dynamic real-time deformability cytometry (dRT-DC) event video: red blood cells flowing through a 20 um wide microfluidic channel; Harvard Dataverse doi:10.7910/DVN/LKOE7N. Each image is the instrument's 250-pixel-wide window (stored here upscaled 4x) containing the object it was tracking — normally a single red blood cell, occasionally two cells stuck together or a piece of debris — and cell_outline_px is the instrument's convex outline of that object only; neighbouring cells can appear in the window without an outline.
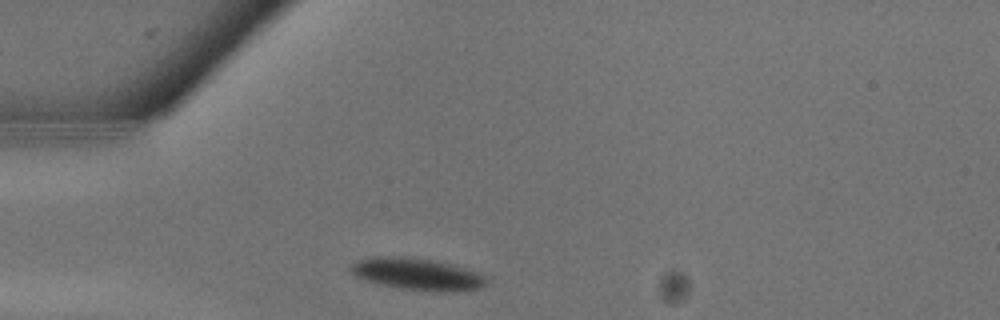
{"species": "common noctule bat (a hibernating species)", "species_latin": "Nyctalus noctula", "temperature_condition": "warm", "stored_images_in_passage": 14, "camera_frame_rate_fps": 3000, "um_per_image_px": 0.085, "animal": {"sex": "male", "body_mass_g": 13.3}, "frame": {"image": 1, "passage_image": 1, "time_ms": 0.0, "image_size_px": [1000, 320], "cell_outline_px": [[484, 284], [476, 288], [400, 288], [380, 284], [364, 280], [356, 276], [352, 272], [352, 264], [360, 260], [376, 256], [404, 256], [432, 260], [452, 264], [476, 272], [484, 276]], "centroid_in_image_um": [35.32, 23.22], "position_along_channel_um": 49.7, "area_um2": 23.47}}
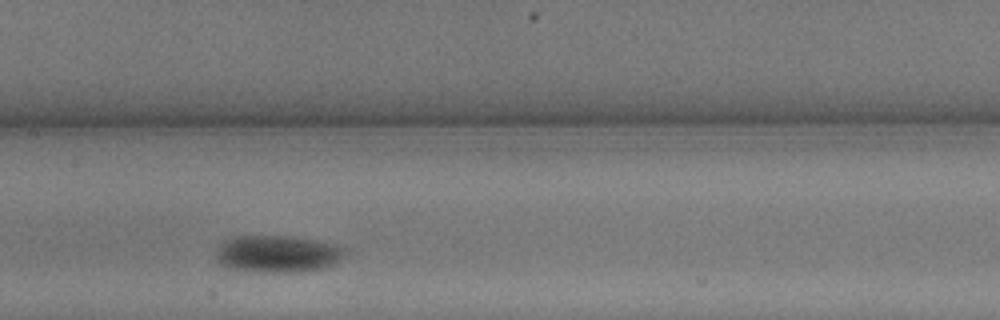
{"frame": {"image": 2, "passage_image": 7, "time_ms": 2.0, "image_size_px": [1000, 320], "cell_outline_px": [[348, 248], [336, 264], [328, 268], [300, 272], [252, 272], [228, 268], [220, 264], [216, 260], [216, 252], [220, 244], [224, 240], [232, 236], [284, 236], [316, 240], [336, 244]], "centroid_in_image_um": [23.59, 21.59], "position_along_channel_um": 183.8, "area_um2": 28.38}}
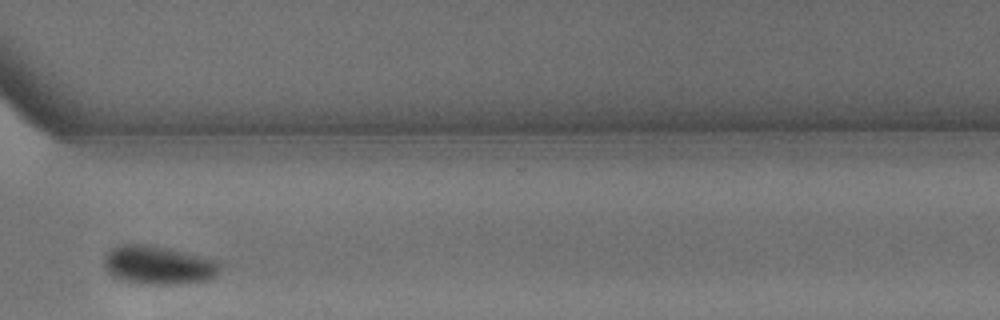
{"frame": {"image": 3, "passage_image": 14, "time_ms": 4.333, "image_size_px": [1000, 320], "cell_outline_px": [[220, 272], [216, 276], [208, 280], [168, 284], [148, 284], [124, 280], [112, 276], [104, 268], [104, 256], [112, 248], [120, 244], [148, 244], [168, 248], [220, 260]], "centroid_in_image_um": [13.48, 22.52], "position_along_channel_um": 357.1, "area_um2": 26.13}}